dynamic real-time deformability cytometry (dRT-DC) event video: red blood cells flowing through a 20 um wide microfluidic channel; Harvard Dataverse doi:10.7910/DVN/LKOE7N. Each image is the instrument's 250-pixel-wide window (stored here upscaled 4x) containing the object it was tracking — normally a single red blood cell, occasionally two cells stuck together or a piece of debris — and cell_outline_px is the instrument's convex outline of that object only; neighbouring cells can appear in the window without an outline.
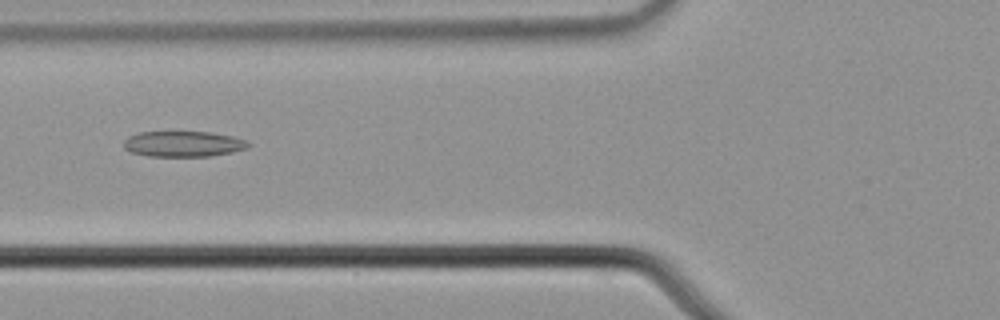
{"species": "common noctule bat (a hibernating species)", "species_latin": "Nyctalus noctula", "temperature_condition": "cold", "stored_images_in_passage": 6, "camera_frame_rate_fps": 3000, "um_per_image_px": 0.085, "animal": {"sex": "male", "body_mass_g": 21.5, "forearm_length_mm": 52.0}, "frame": {"image": 1, "passage_image": 5, "time_ms": 1.333, "image_size_px": [1000, 320], "cell_outline_px": [[252, 144], [248, 148], [232, 152], [208, 156], [148, 156], [132, 152], [124, 148], [124, 140], [128, 136], [140, 132], [212, 132], [232, 136], [248, 140]], "centroid_in_image_um": [15.62, 12.23], "position_along_channel_um": 110.2, "area_um2": 18.67}}
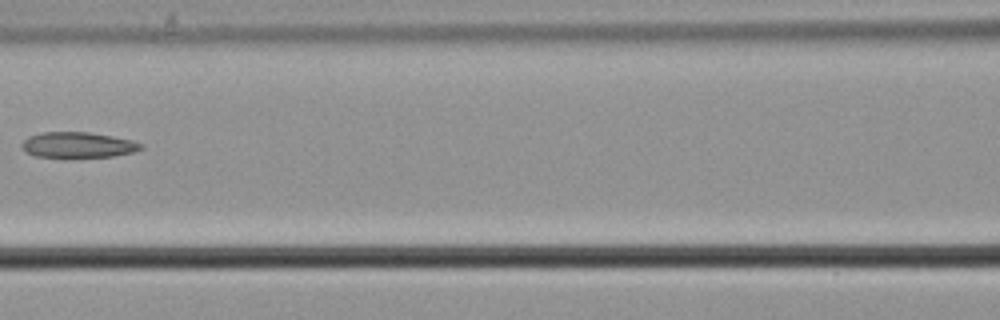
{"frame": {"image": 2, "passage_image": 6, "time_ms": 1.667, "image_size_px": [1000, 320], "cell_outline_px": [[144, 148], [132, 152], [112, 156], [36, 156], [28, 152], [20, 144], [28, 136], [44, 132], [88, 132], [112, 136], [132, 140], [144, 144]], "centroid_in_image_um": [6.66, 12.29], "position_along_channel_um": 159.9, "area_um2": 17.34}}